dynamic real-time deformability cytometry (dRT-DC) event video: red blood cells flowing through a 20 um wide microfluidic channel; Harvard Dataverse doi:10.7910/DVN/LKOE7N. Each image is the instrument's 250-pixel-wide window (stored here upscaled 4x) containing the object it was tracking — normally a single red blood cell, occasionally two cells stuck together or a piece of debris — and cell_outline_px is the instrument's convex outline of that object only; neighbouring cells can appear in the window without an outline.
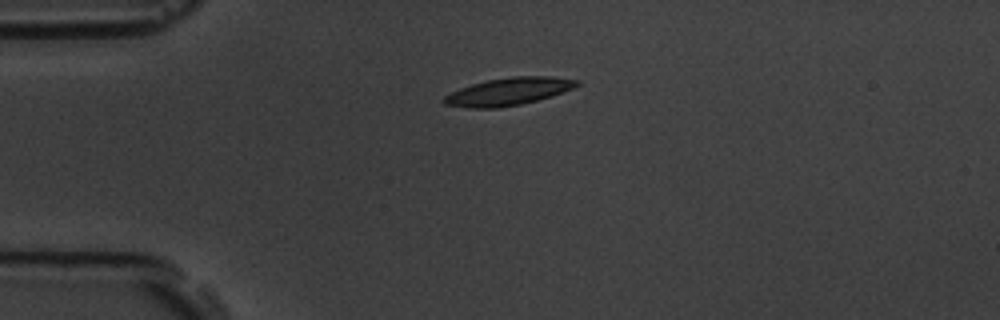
{"species": "common noctule bat (a hibernating species)", "species_latin": "Nyctalus noctula", "temperature_condition": "room temperature", "stored_images_in_passage": 1, "camera_frame_rate_fps": 3000, "um_per_image_px": 0.085, "animal": {"sex": "male", "body_mass_g": 19.5, "forearm_length_mm": 54.6}, "frame": {"image": 1, "passage_image": 1, "time_ms": 0.0, "image_size_px": [1000, 320], "cell_outline_px": [[580, 84], [572, 88], [536, 100], [520, 104], [496, 108], [468, 108], [444, 104], [440, 100], [444, 96], [460, 88], [472, 84], [488, 80], [512, 76], [548, 76], [580, 80]], "centroid_in_image_um": [43.16, 7.78], "position_along_channel_um": 41.8, "area_um2": 21.04}}